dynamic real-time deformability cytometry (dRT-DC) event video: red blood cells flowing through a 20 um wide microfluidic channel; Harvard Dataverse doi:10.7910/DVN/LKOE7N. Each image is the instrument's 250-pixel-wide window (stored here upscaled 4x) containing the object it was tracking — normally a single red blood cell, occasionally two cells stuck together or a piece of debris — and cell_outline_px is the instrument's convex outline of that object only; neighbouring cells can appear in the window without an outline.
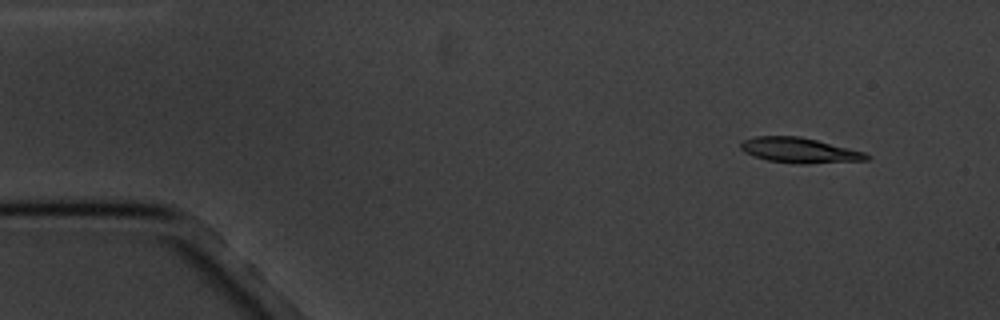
{"species": "common noctule bat (a hibernating species)", "species_latin": "Nyctalus noctula", "temperature_condition": "cold", "stored_images_in_passage": 4, "camera_frame_rate_fps": 3000, "um_per_image_px": 0.085, "animal": {"sex": "male", "body_mass_g": 20.1, "forearm_length_mm": 53.5}, "frame": {"image": 1, "passage_image": 1, "time_ms": 0.0, "image_size_px": [1000, 320], "cell_outline_px": [[872, 156], [868, 160], [804, 164], [800, 164], [768, 160], [756, 156], [740, 148], [740, 144], [744, 140], [756, 136], [800, 136], [864, 152]], "centroid_in_image_um": [67.99, 12.78], "position_along_channel_um": 17.0, "area_um2": 18.15}}